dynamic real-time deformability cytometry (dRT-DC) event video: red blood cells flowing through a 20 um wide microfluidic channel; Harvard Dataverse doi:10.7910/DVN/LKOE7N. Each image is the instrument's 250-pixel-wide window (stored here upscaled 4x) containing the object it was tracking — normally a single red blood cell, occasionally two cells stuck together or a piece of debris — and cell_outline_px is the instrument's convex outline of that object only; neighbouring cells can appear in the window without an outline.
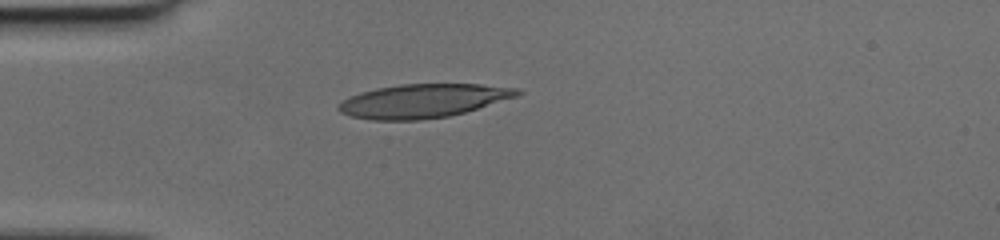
{"species": "human", "species_latin": "Homo sapiens", "temperature_condition": "cold", "stored_images_in_passage": 37, "camera_frame_rate_fps": 3000, "um_per_image_px": 0.085, "donor": {"sex": "female"}, "frame": {"image": 1, "passage_image": 1, "time_ms": 0.0, "image_size_px": [1000, 240], "cell_outline_px": [[524, 92], [516, 96], [464, 112], [448, 116], [420, 120], [372, 120], [352, 116], [340, 112], [336, 108], [344, 100], [360, 92], [376, 88], [400, 84], [480, 84], [520, 88]], "centroid_in_image_um": [35.96, 8.56], "position_along_channel_um": 49.0, "area_um2": 34.85}}
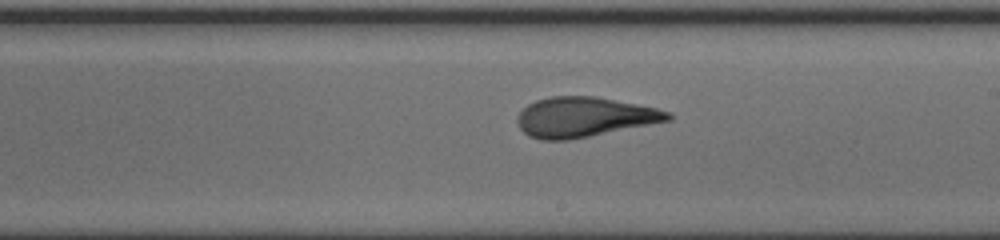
{"frame": {"image": 2, "passage_image": 16, "time_ms": 5.0, "image_size_px": [1000, 240], "cell_outline_px": [[672, 120], [568, 140], [540, 140], [528, 136], [520, 128], [516, 120], [516, 116], [528, 104], [536, 100], [552, 96], [596, 96], [656, 108], [672, 112]], "centroid_in_image_um": [49.64, 9.95], "position_along_channel_um": 239.4, "area_um2": 34.97}}
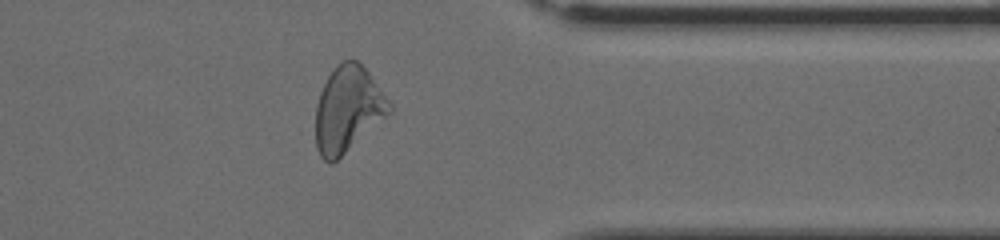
{"frame": {"image": 3, "passage_image": 27, "time_ms": 8.667, "image_size_px": [1000, 240], "cell_outline_px": [[392, 112], [332, 164], [328, 164], [320, 156], [316, 148], [316, 104], [320, 92], [328, 76], [344, 60], [356, 60], [368, 72], [392, 104]], "centroid_in_image_um": [29.57, 9.33], "position_along_channel_um": 381.8, "area_um2": 36.47}}